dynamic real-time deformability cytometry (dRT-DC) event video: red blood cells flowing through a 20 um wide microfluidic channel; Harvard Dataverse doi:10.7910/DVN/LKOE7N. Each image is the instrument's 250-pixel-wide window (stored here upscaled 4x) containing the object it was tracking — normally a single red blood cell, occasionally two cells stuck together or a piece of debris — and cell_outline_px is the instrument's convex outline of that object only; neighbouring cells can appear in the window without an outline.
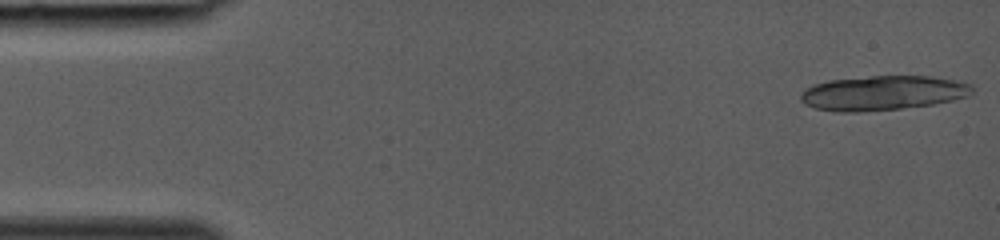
{"species": "common noctule bat (a hibernating species)", "species_latin": "Nyctalus noctula", "temperature_condition": "room temperature", "stored_images_in_passage": 14, "camera_frame_rate_fps": 3000, "um_per_image_px": 0.085, "animal": {"sex": "female", "body_mass_g": 19.0, "forearm_length_mm": 53.3}, "frame": {"image": 1, "passage_image": 1, "time_ms": 0.0, "image_size_px": [1000, 240], "cell_outline_px": [[976, 88], [968, 96], [952, 100], [932, 104], [900, 108], [856, 112], [840, 112], [816, 108], [804, 104], [800, 100], [800, 96], [812, 84], [828, 80], [872, 76], [932, 76], [972, 84]], "centroid_in_image_um": [75.05, 7.89], "position_along_channel_um": 10.0, "area_um2": 34.39}}